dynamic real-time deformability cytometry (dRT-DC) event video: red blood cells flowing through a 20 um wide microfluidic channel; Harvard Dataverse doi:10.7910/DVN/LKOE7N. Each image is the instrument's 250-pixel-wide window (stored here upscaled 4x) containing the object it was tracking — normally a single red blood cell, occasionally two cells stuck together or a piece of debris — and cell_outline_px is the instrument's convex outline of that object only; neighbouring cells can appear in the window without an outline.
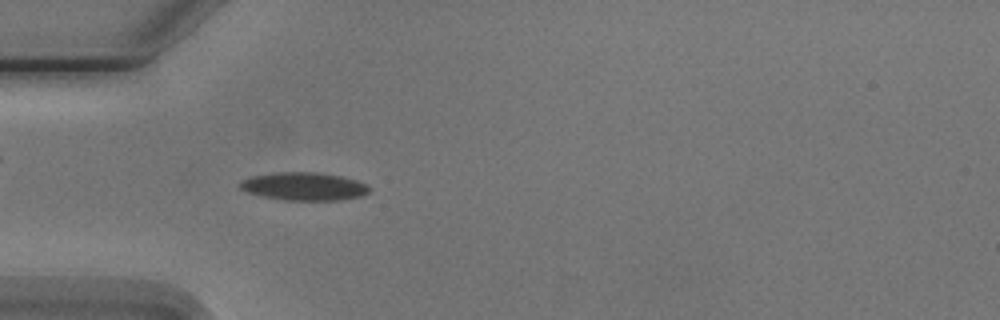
{"species": "Egyptian fruit bat (a non-hibernating species)", "species_latin": "Rousettus aegyptiacus", "temperature_condition": "cold", "stored_images_in_passage": 5, "camera_frame_rate_fps": 3000, "um_per_image_px": 0.085, "animal": {"sex": "male"}, "frame": {"image": 1, "passage_image": 5, "time_ms": 4.667, "image_size_px": [1000, 320], "cell_outline_px": [[372, 188], [368, 192], [360, 196], [340, 200], [284, 200], [260, 196], [248, 192], [240, 188], [236, 184], [240, 180], [252, 176], [276, 172], [312, 172], [340, 176], [356, 180], [368, 184]], "centroid_in_image_um": [25.81, 15.84], "position_along_channel_um": 59.2, "area_um2": 21.21}}